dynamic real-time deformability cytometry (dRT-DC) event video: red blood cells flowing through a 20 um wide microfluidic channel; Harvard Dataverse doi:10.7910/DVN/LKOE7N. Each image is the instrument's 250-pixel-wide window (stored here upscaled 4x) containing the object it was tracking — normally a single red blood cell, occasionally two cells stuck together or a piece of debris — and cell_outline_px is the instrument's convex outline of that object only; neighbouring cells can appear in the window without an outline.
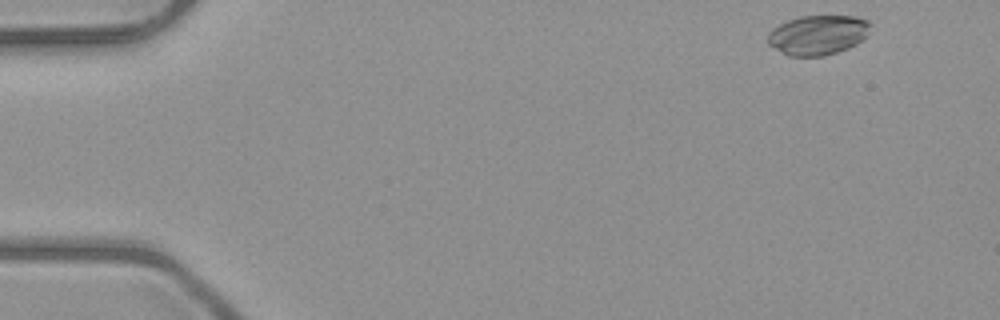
{"species": "common noctule bat (a hibernating species)", "species_latin": "Nyctalus noctula", "temperature_condition": "room temperature", "stored_images_in_passage": 9, "camera_frame_rate_fps": 3000, "um_per_image_px": 0.085, "animal": {"sex": "male", "body_mass_g": 23.1, "forearm_length_mm": 52.7}, "frame": {"image": 1, "passage_image": 1, "time_ms": 0.0, "image_size_px": [1000, 320], "cell_outline_px": [[872, 24], [868, 36], [856, 44], [848, 48], [824, 56], [788, 56], [768, 44], [768, 32], [772, 28], [788, 20], [800, 16], [856, 16], [868, 20]], "centroid_in_image_um": [69.55, 2.96], "position_along_channel_um": 15.5, "area_um2": 23.93}}